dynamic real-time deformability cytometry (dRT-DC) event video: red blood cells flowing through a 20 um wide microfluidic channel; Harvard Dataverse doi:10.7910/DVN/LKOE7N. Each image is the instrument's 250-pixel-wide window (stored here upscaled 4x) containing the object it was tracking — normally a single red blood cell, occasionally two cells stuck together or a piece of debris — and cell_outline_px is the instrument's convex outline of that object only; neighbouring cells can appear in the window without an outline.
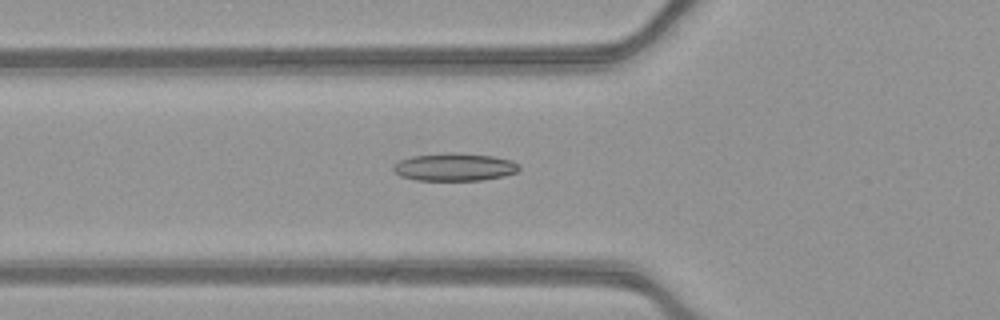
{"species": "common noctule bat (a hibernating species)", "species_latin": "Nyctalus noctula", "temperature_condition": "warm", "stored_images_in_passage": 51, "camera_frame_rate_fps": 3000, "um_per_image_px": 0.085, "animal": {"sex": "female", "body_mass_g": 21.9}, "frame": {"image": 1, "passage_image": 18, "time_ms": 5.667, "image_size_px": [1000, 320], "cell_outline_px": [[520, 168], [516, 172], [484, 180], [416, 180], [400, 176], [392, 168], [392, 164], [400, 160], [412, 156], [452, 152], [492, 156], [512, 160], [520, 164]], "centroid_in_image_um": [38.62, 14.19], "position_along_channel_um": 87.2, "area_um2": 20.29}}
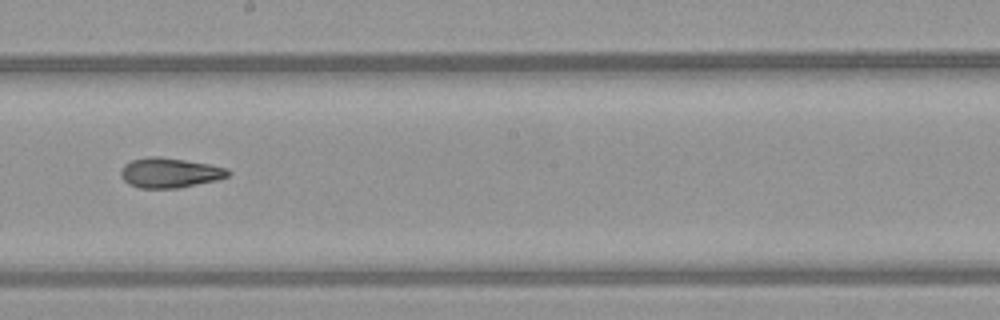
{"frame": {"image": 2, "passage_image": 29, "time_ms": 9.333, "image_size_px": [1000, 320], "cell_outline_px": [[232, 172], [228, 176], [216, 180], [180, 188], [140, 188], [128, 184], [120, 176], [120, 172], [124, 164], [132, 160], [148, 156], [156, 156], [184, 160], [208, 164], [228, 168]], "centroid_in_image_um": [14.42, 14.69], "position_along_channel_um": 233.8, "area_um2": 18.73}}
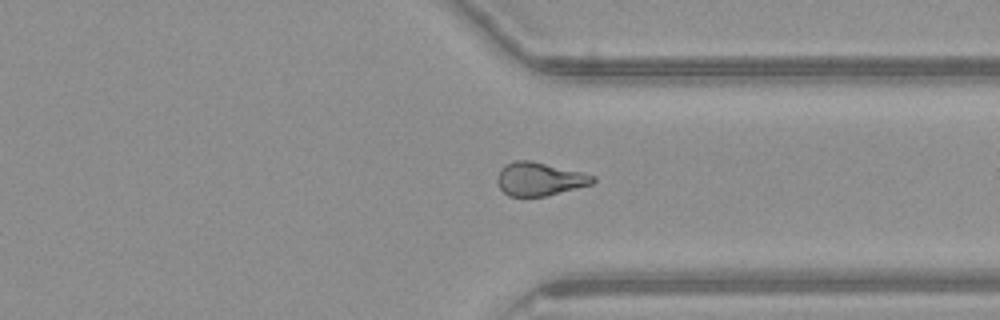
{"frame": {"image": 3, "passage_image": 39, "time_ms": 12.667, "image_size_px": [1000, 320], "cell_outline_px": [[596, 180], [592, 184], [544, 196], [508, 196], [500, 188], [496, 180], [496, 176], [500, 168], [504, 164], [516, 160], [532, 160], [596, 176]], "centroid_in_image_um": [45.81, 15.2], "position_along_channel_um": 365.6, "area_um2": 18.55}, "authors_computed_cell_mechanics": {"area_um2": 19.0162, "velocity_mm_per_s": 3.9667, "shape_relaxation_time_tau1_ms": null, "shape_relaxation_time_tau2_ms": 1.911, "deformation_change_tau1": null, "deformation_change_tau2": 0.0967}}